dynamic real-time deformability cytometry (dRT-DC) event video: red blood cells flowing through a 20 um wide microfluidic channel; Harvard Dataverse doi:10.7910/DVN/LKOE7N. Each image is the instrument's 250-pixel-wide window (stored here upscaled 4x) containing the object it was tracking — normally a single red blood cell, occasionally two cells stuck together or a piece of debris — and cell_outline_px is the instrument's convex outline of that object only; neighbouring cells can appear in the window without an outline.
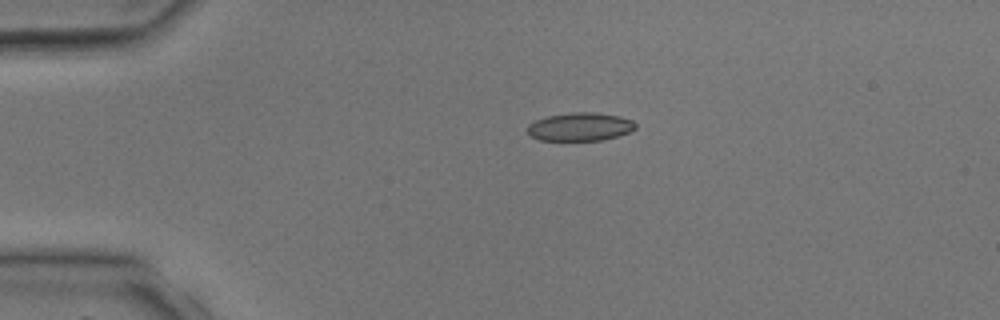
{"species": "common noctule bat (a hibernating species)", "species_latin": "Nyctalus noctula", "temperature_condition": "room temperature", "stored_images_in_passage": 3, "camera_frame_rate_fps": 3000, "um_per_image_px": 0.085, "animal": {"sex": "male", "body_mass_g": 17.9, "forearm_length_mm": 54.2}, "frame": {"image": 1, "passage_image": 2, "time_ms": 2.0, "image_size_px": [1000, 320], "cell_outline_px": [[636, 128], [628, 132], [616, 136], [600, 140], [540, 140], [532, 136], [528, 132], [528, 124], [536, 120], [548, 116], [572, 112], [596, 112], [620, 116], [632, 120], [636, 124]], "centroid_in_image_um": [49.32, 10.76], "position_along_channel_um": 35.7, "area_um2": 17.63}}